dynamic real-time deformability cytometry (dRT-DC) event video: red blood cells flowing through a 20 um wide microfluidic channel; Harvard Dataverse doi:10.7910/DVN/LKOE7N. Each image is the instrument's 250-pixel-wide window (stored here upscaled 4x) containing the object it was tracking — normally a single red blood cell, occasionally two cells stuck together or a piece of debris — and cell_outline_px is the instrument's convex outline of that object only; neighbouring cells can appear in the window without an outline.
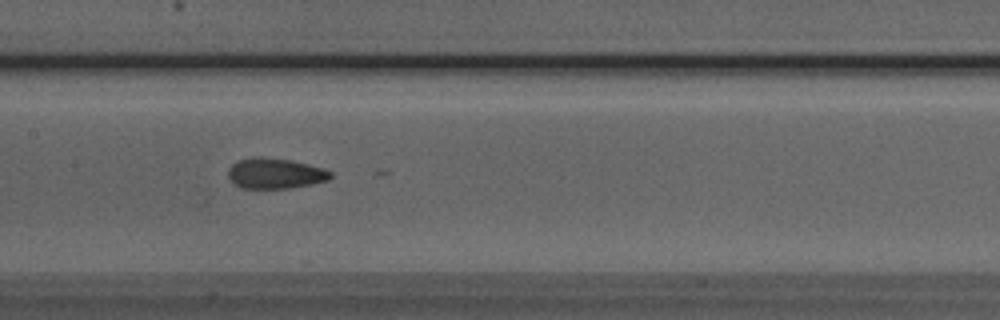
{"species": "Egyptian fruit bat (a non-hibernating species)", "species_latin": "Rousettus aegyptiacus", "temperature_condition": "room temperature", "stored_images_in_passage": 35, "camera_frame_rate_fps": 3000, "um_per_image_px": 0.085, "animal": {"sex": "male"}, "frame": {"image": 1, "passage_image": 18, "time_ms": 5.667, "image_size_px": [1000, 320], "cell_outline_px": [[332, 176], [328, 180], [312, 184], [288, 188], [240, 188], [232, 184], [228, 176], [228, 168], [236, 160], [252, 156], [260, 156], [292, 160], [324, 168], [332, 172]], "centroid_in_image_um": [23.35, 14.72], "position_along_channel_um": 184.1, "area_um2": 18.55}}
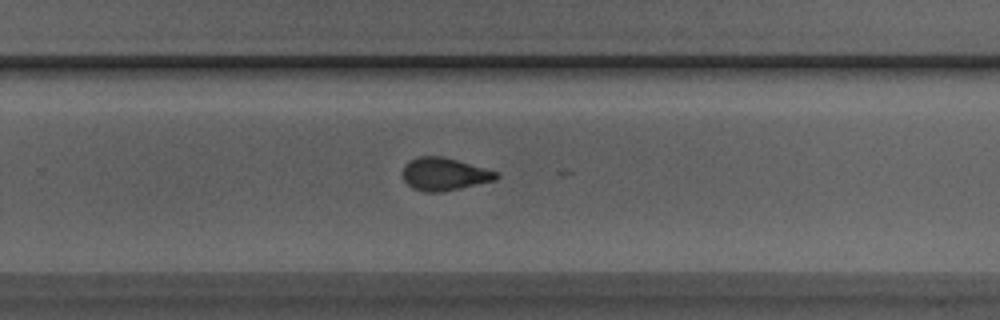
{"frame": {"image": 2, "passage_image": 26, "time_ms": 8.333, "image_size_px": [1000, 320], "cell_outline_px": [[500, 176], [496, 180], [460, 188], [440, 192], [424, 192], [412, 188], [404, 180], [400, 172], [404, 164], [408, 160], [420, 156], [444, 156], [500, 172]], "centroid_in_image_um": [37.75, 14.79], "position_along_channel_um": 292.1, "area_um2": 18.21}}
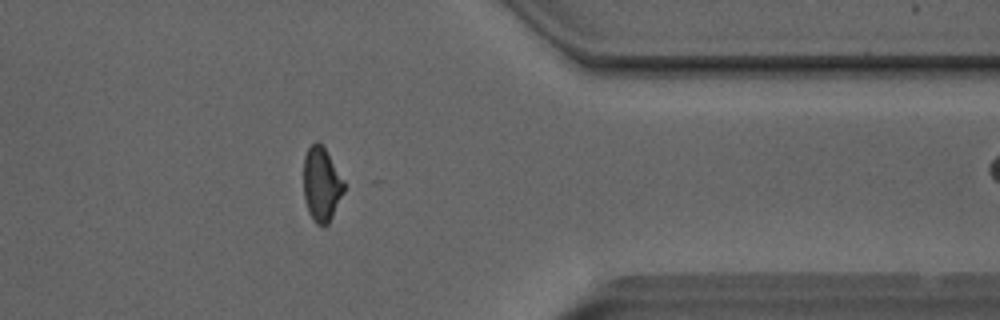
{"frame": {"image": 3, "passage_image": 34, "time_ms": 11.0, "image_size_px": [1000, 320], "cell_outline_px": [[344, 192], [328, 224], [324, 228], [316, 224], [312, 220], [308, 212], [304, 196], [304, 156], [308, 148], [316, 140], [324, 148], [344, 180]], "centroid_in_image_um": [27.32, 15.71], "position_along_channel_um": 384.1, "area_um2": 17.46}}